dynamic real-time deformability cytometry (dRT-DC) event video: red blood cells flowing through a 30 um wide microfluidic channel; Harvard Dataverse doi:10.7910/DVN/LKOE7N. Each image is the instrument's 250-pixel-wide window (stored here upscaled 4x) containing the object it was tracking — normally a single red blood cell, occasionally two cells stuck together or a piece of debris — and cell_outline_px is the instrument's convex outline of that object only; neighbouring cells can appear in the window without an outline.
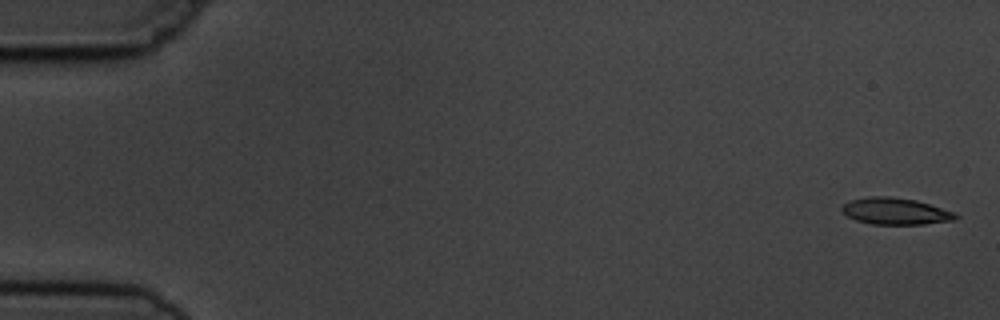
{"species": "common noctule bat (a hibernating species)", "species_latin": "Nyctalus noctula", "temperature_condition": "cold", "stored_images_in_passage": 6, "camera_frame_rate_fps": 3000, "um_per_image_px": 0.085, "animal": {"sex": "male", "body_mass_g": 19.5, "forearm_length_mm": 54.6}, "frame": {"image": 1, "passage_image": 1, "time_ms": 0.0, "image_size_px": [1000, 320], "cell_outline_px": [[960, 216], [956, 220], [924, 224], [872, 224], [856, 220], [840, 212], [840, 208], [844, 204], [852, 200], [868, 196], [888, 196], [916, 200], [956, 212]], "centroid_in_image_um": [76.13, 17.95], "position_along_channel_um": 8.9, "area_um2": 17.8}}
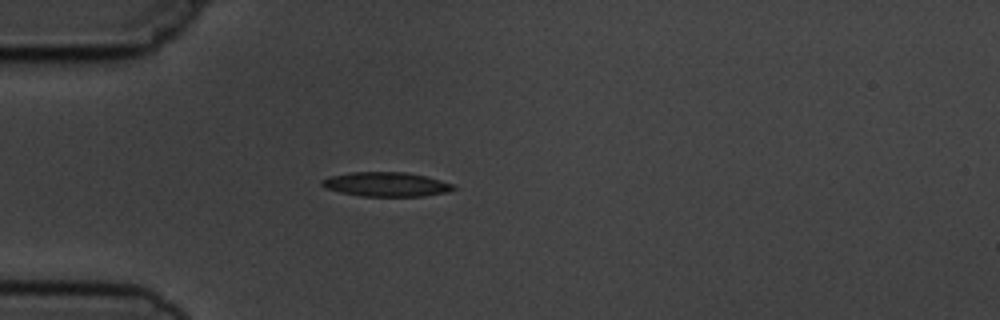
{"frame": {"image": 2, "passage_image": 5, "time_ms": 4.667, "image_size_px": [1000, 320], "cell_outline_px": [[456, 188], [448, 192], [424, 196], [360, 196], [340, 192], [328, 188], [320, 184], [320, 180], [328, 176], [352, 172], [408, 172], [440, 180], [452, 184]], "centroid_in_image_um": [32.81, 15.66], "position_along_channel_um": 52.2, "area_um2": 18.61}}